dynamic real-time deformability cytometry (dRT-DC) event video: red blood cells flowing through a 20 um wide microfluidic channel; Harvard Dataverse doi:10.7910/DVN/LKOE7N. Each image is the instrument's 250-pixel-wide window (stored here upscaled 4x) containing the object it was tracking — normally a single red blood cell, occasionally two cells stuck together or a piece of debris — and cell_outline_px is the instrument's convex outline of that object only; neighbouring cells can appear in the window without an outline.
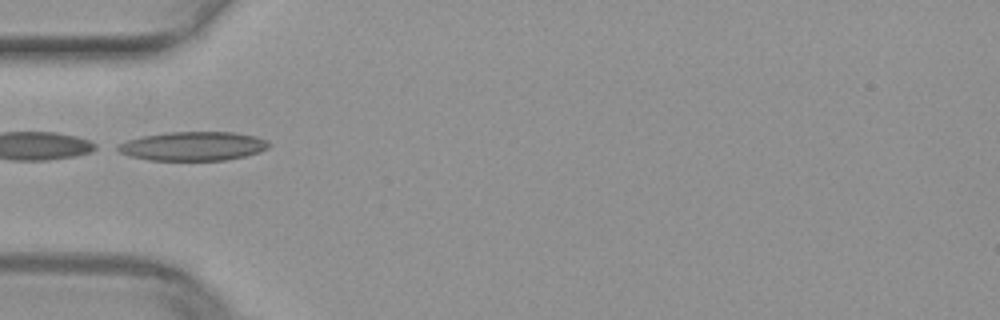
{"species": "common noctule bat (a hibernating species)", "species_latin": "Nyctalus noctula", "temperature_condition": "warm", "stored_images_in_passage": 3, "camera_frame_rate_fps": 3000, "um_per_image_px": 0.085, "animal": {"sex": "female", "body_mass_g": 29.2, "forearm_length_mm": 56.3}, "frame": {"image": 1, "passage_image": 1, "time_ms": 0.0, "image_size_px": [1000, 320], "cell_outline_px": [[272, 144], [268, 148], [260, 152], [244, 156], [224, 160], [148, 160], [132, 156], [120, 152], [112, 148], [116, 144], [140, 136], [168, 132], [236, 132], [256, 136], [268, 140]], "centroid_in_image_um": [16.41, 12.41], "position_along_channel_um": 68.6, "area_um2": 25.78}}